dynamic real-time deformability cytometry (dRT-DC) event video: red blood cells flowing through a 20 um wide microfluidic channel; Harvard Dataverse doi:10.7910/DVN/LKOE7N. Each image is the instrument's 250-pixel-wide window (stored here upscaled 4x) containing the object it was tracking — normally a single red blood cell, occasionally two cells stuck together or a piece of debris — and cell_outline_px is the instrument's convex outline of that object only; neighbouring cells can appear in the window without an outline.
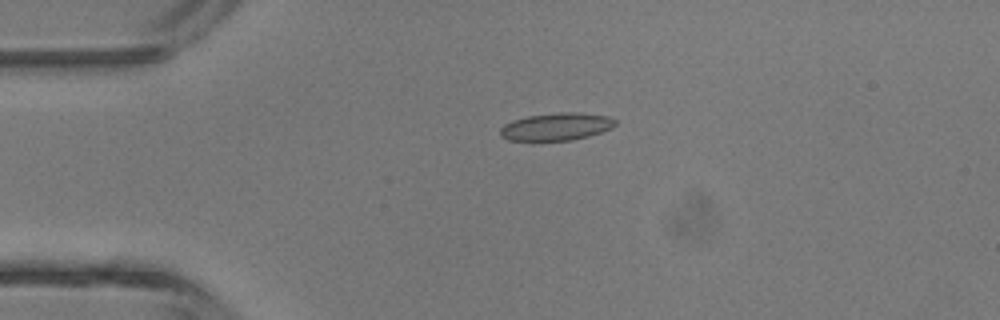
{"species": "common noctule bat (a hibernating species)", "species_latin": "Nyctalus noctula", "temperature_condition": "room temperature", "stored_images_in_passage": 5, "camera_frame_rate_fps": 3000, "um_per_image_px": 0.085, "animal": {"sex": "male", "body_mass_g": 13.3}, "frame": {"image": 1, "passage_image": 3, "time_ms": 2.333, "image_size_px": [1000, 320], "cell_outline_px": [[616, 124], [612, 128], [588, 136], [572, 140], [508, 140], [500, 136], [500, 128], [504, 124], [512, 120], [528, 116], [560, 112], [576, 112], [608, 116], [616, 120]], "centroid_in_image_um": [47.28, 10.76], "position_along_channel_um": 37.7, "area_um2": 18.38}}
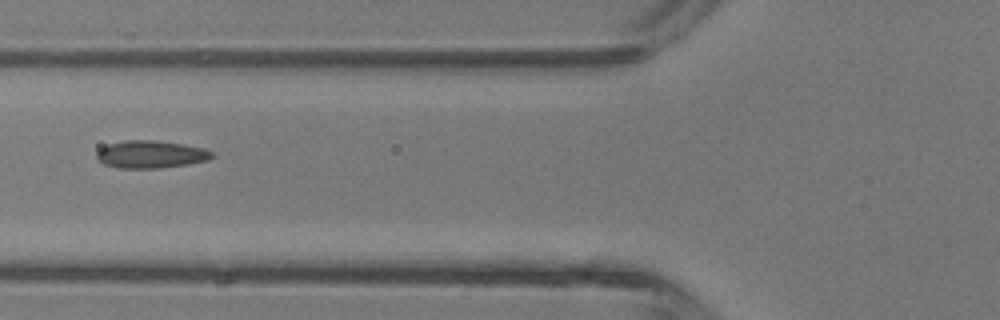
{"frame": {"image": 2, "passage_image": 5, "time_ms": 4.667, "image_size_px": [1000, 320], "cell_outline_px": [[216, 156], [208, 160], [188, 164], [160, 168], [116, 168], [104, 164], [96, 160], [96, 152], [100, 148], [108, 144], [124, 140], [156, 140], [184, 144], [204, 148], [212, 152]], "centroid_in_image_um": [12.8, 13.12], "position_along_channel_um": 113.0, "area_um2": 18.79}}